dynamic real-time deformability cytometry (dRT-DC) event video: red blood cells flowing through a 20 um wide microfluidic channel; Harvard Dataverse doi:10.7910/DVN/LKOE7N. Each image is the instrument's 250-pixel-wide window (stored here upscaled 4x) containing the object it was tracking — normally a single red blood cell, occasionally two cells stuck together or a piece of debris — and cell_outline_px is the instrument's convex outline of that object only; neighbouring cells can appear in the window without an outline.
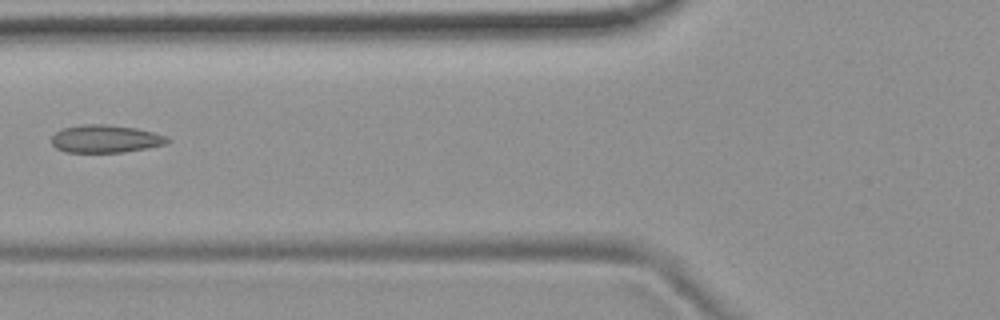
{"species": "common noctule bat (a hibernating species)", "species_latin": "Nyctalus noctula", "temperature_condition": "room temperature", "stored_images_in_passage": 3, "camera_frame_rate_fps": 3000, "um_per_image_px": 0.085, "animal": {"sex": "female", "body_mass_g": 19.9}, "frame": {"image": 1, "passage_image": 3, "time_ms": 2.333, "image_size_px": [1000, 320], "cell_outline_px": [[172, 140], [164, 144], [148, 148], [124, 152], [64, 152], [56, 148], [52, 144], [52, 136], [56, 132], [64, 128], [80, 124], [108, 124], [136, 128], [168, 136]], "centroid_in_image_um": [8.98, 11.8], "position_along_channel_um": 116.8, "area_um2": 18.84}}